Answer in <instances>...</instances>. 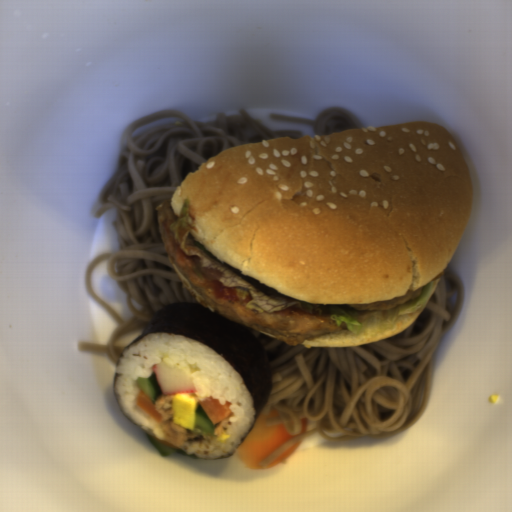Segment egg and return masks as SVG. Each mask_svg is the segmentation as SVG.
Listing matches in <instances>:
<instances>
[{
    "instance_id": "obj_1",
    "label": "egg",
    "mask_w": 512,
    "mask_h": 512,
    "mask_svg": "<svg viewBox=\"0 0 512 512\" xmlns=\"http://www.w3.org/2000/svg\"><path fill=\"white\" fill-rule=\"evenodd\" d=\"M199 400L194 393H175L172 396L173 424L195 432Z\"/></svg>"
},
{
    "instance_id": "obj_2",
    "label": "egg",
    "mask_w": 512,
    "mask_h": 512,
    "mask_svg": "<svg viewBox=\"0 0 512 512\" xmlns=\"http://www.w3.org/2000/svg\"><path fill=\"white\" fill-rule=\"evenodd\" d=\"M230 438H231V435H229L228 433H226L224 431L222 433L217 434L216 441L226 444Z\"/></svg>"
}]
</instances>
